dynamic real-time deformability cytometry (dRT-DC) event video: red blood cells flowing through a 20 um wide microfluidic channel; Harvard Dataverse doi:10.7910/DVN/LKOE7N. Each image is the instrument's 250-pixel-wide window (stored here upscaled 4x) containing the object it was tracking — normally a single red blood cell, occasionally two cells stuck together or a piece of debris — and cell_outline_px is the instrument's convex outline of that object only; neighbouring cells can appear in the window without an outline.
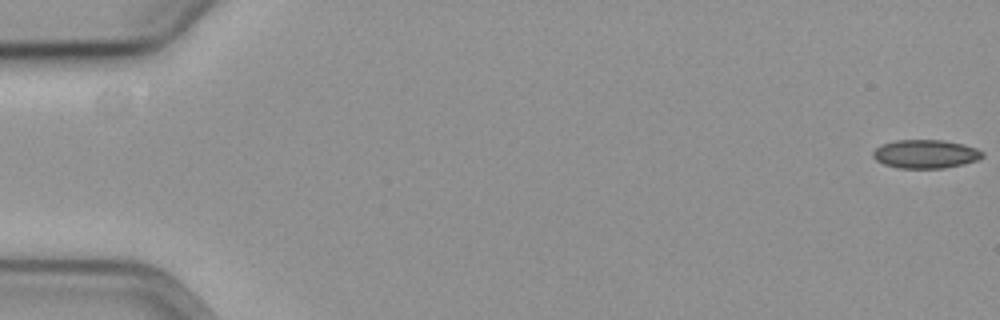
{"species": "common noctule bat (a hibernating species)", "species_latin": "Nyctalus noctula", "temperature_condition": "cold", "stored_images_in_passage": 59, "camera_frame_rate_fps": 3000, "um_per_image_px": 0.085, "animal": {"sex": "female", "body_mass_g": 19.3, "forearm_length_mm": 54.1}, "frame": {"image": 1, "passage_image": 1, "time_ms": 0.0, "image_size_px": [1000, 320], "cell_outline_px": [[984, 156], [976, 160], [964, 164], [944, 168], [896, 168], [884, 164], [876, 160], [872, 156], [872, 152], [880, 144], [896, 140], [944, 140], [964, 144], [976, 148], [984, 152]], "centroid_in_image_um": [78.66, 13.08], "position_along_channel_um": 6.3, "area_um2": 18.38}}
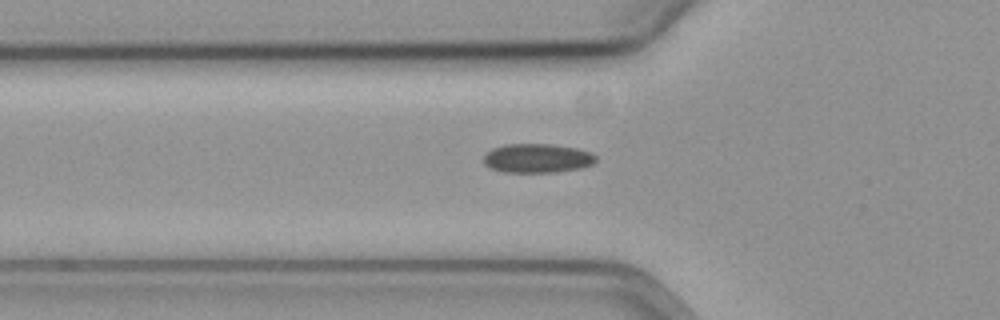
{"frame": {"image": 2, "passage_image": 21, "time_ms": 6.667, "image_size_px": [1000, 320], "cell_outline_px": [[596, 160], [592, 164], [580, 168], [552, 172], [504, 172], [492, 168], [484, 164], [484, 152], [492, 148], [504, 144], [552, 144], [576, 148], [592, 152], [596, 156]], "centroid_in_image_um": [45.65, 13.44], "position_along_channel_um": 80.2, "area_um2": 19.07}}
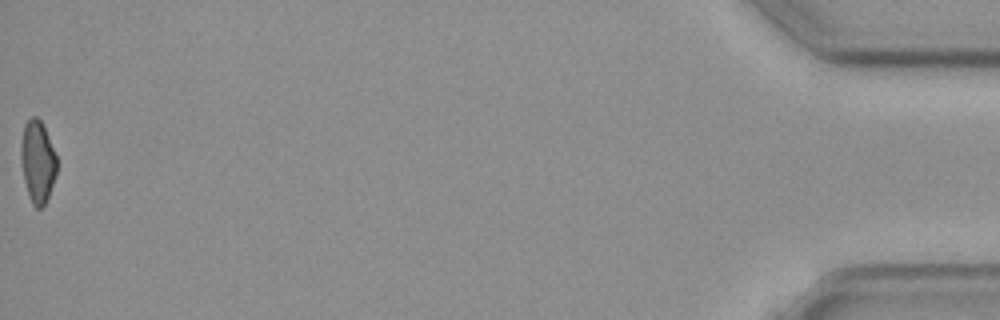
{"frame": {"image": 3, "passage_image": 59, "time_ms": 19.333, "image_size_px": [1000, 320], "cell_outline_px": [[56, 176], [48, 196], [44, 204], [40, 208], [36, 208], [32, 204], [24, 180], [20, 156], [20, 144], [24, 124], [32, 116], [36, 116], [40, 120], [48, 136], [56, 156]], "centroid_in_image_um": [3.18, 13.72], "position_along_channel_um": 432.0, "area_um2": 16.99}}